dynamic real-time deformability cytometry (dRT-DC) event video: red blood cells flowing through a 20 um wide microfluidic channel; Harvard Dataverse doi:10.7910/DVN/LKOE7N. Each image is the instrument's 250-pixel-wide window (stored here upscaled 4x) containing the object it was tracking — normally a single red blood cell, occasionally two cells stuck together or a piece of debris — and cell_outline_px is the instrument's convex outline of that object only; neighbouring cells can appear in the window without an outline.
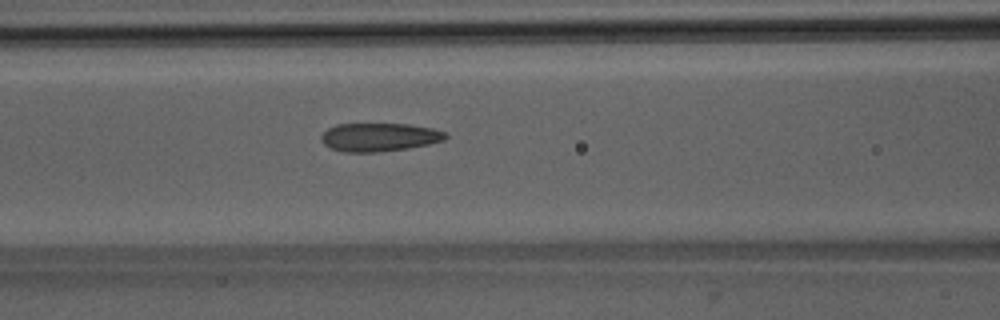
{"species": "Egyptian fruit bat (a non-hibernating species)", "species_latin": "Rousettus aegyptiacus", "temperature_condition": "room temperature", "stored_images_in_passage": 51, "camera_frame_rate_fps": 3000, "um_per_image_px": 0.085, "animal": {"sex": "male"}, "frame": {"image": 1, "passage_image": 22, "time_ms": 7.0, "image_size_px": [1000, 320], "cell_outline_px": [[448, 136], [444, 140], [428, 144], [408, 148], [380, 152], [344, 152], [332, 148], [324, 144], [320, 140], [320, 136], [328, 128], [336, 124], [408, 124], [432, 128], [444, 132]], "centroid_in_image_um": [32.22, 11.66], "position_along_channel_um": 134.4, "area_um2": 20.52}}
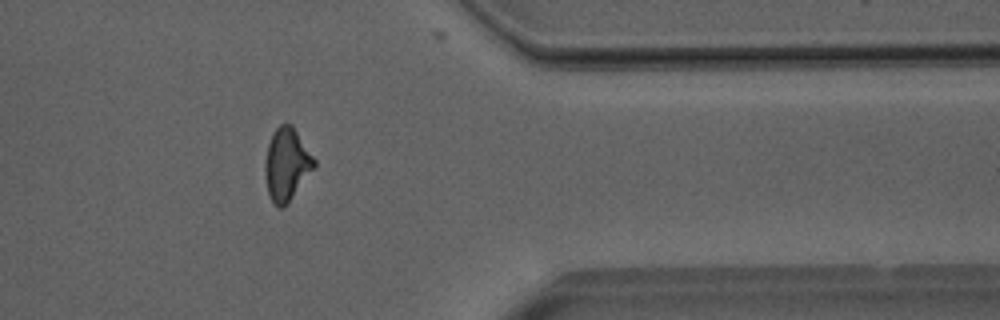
{"frame": {"image": 2, "passage_image": 42, "time_ms": 13.667, "image_size_px": [1000, 320], "cell_outline_px": [[316, 164], [288, 204], [284, 208], [280, 208], [272, 204], [268, 196], [264, 172], [264, 164], [268, 144], [272, 132], [280, 124], [292, 124], [316, 160]], "centroid_in_image_um": [24.34, 13.99], "position_along_channel_um": 387.1, "area_um2": 20.98}}
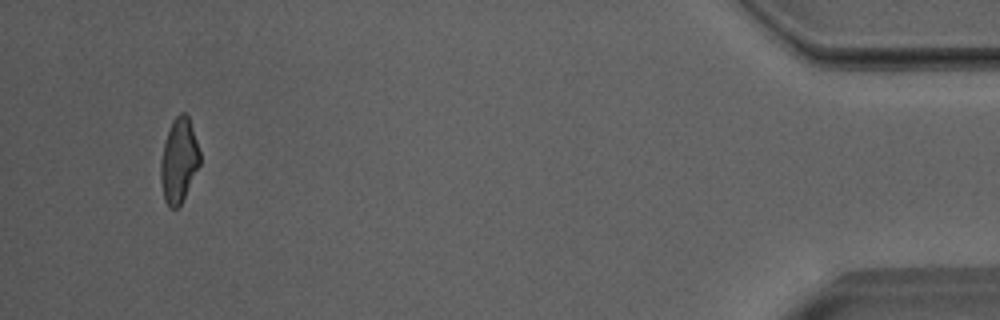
{"frame": {"image": 3, "passage_image": 49, "time_ms": 16.0, "image_size_px": [1000, 320], "cell_outline_px": [[200, 164], [180, 204], [176, 208], [172, 208], [164, 200], [160, 180], [160, 164], [164, 144], [172, 120], [180, 112], [184, 112], [188, 116], [200, 152]], "centroid_in_image_um": [15.19, 13.63], "position_along_channel_um": 420.0, "area_um2": 18.9}, "authors_computed_cell_mechanics": {"area_um2": 20.9236, "velocity_mm_per_s": 4.0164, "shape_relaxation_time_tau1_ms": 11.2323, "shape_relaxation_time_tau2_ms": 1.736, "deformation_change_tau1": 0.2639, "deformation_change_tau2": 0.1076}}